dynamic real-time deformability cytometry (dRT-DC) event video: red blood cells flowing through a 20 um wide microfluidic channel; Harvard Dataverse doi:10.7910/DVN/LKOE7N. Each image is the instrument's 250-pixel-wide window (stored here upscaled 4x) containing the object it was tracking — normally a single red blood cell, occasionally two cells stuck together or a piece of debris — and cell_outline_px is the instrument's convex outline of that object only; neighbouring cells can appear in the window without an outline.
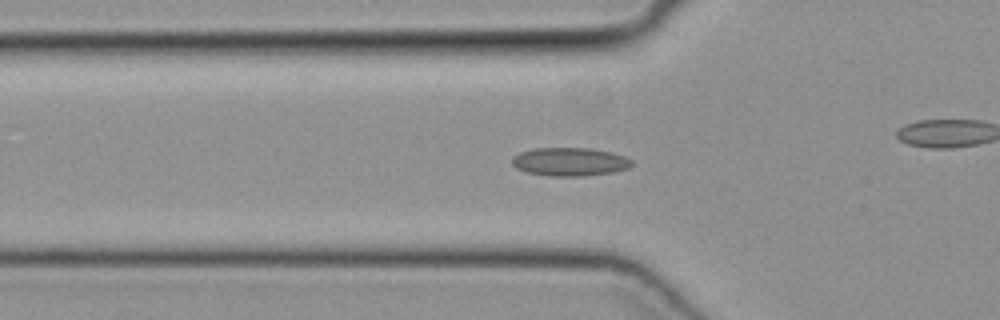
{"species": "common noctule bat (a hibernating species)", "species_latin": "Nyctalus noctula", "temperature_condition": "cold", "stored_images_in_passage": 51, "camera_frame_rate_fps": 3000, "um_per_image_px": 0.085, "animal": {"sex": "female", "body_mass_g": 19.3, "forearm_length_mm": 54.1}, "frame": {"image": 1, "passage_image": 17, "time_ms": 5.333, "image_size_px": [1000, 320], "cell_outline_px": [[632, 164], [628, 168], [612, 172], [584, 176], [548, 176], [524, 172], [516, 168], [512, 164], [512, 160], [520, 152], [536, 148], [592, 148], [612, 152], [624, 156], [632, 160]], "centroid_in_image_um": [48.43, 13.75], "position_along_channel_um": 77.4, "area_um2": 19.83}}
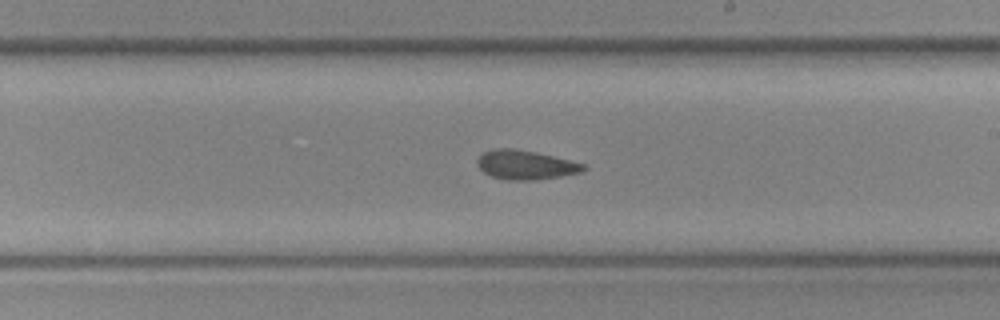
{"frame": {"image": 2, "passage_image": 29, "time_ms": 9.333, "image_size_px": [1000, 320], "cell_outline_px": [[588, 168], [584, 172], [536, 180], [504, 180], [492, 176], [484, 172], [476, 164], [476, 160], [484, 152], [492, 148], [512, 148], [536, 152], [584, 164]], "centroid_in_image_um": [44.66, 14.02], "position_along_channel_um": 244.3, "area_um2": 18.09}}
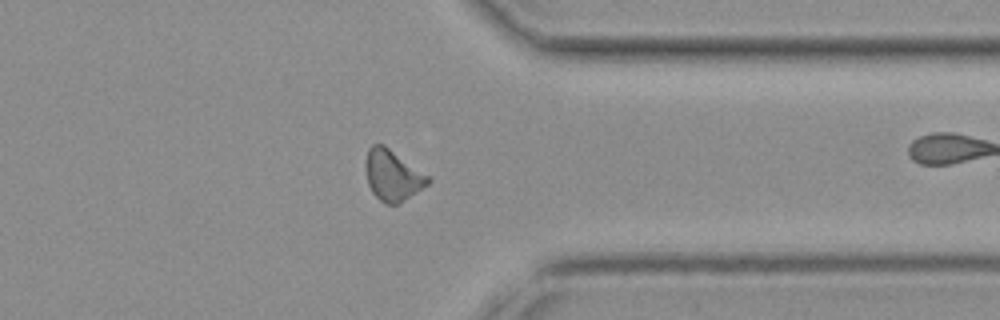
{"frame": {"image": 3, "passage_image": 39, "time_ms": 12.667, "image_size_px": [1000, 320], "cell_outline_px": [[432, 180], [428, 184], [416, 192], [396, 204], [384, 204], [372, 192], [368, 184], [364, 164], [368, 148], [372, 144], [384, 144], [432, 176]], "centroid_in_image_um": [33.38, 14.86], "position_along_channel_um": 378.0, "area_um2": 18.79}}